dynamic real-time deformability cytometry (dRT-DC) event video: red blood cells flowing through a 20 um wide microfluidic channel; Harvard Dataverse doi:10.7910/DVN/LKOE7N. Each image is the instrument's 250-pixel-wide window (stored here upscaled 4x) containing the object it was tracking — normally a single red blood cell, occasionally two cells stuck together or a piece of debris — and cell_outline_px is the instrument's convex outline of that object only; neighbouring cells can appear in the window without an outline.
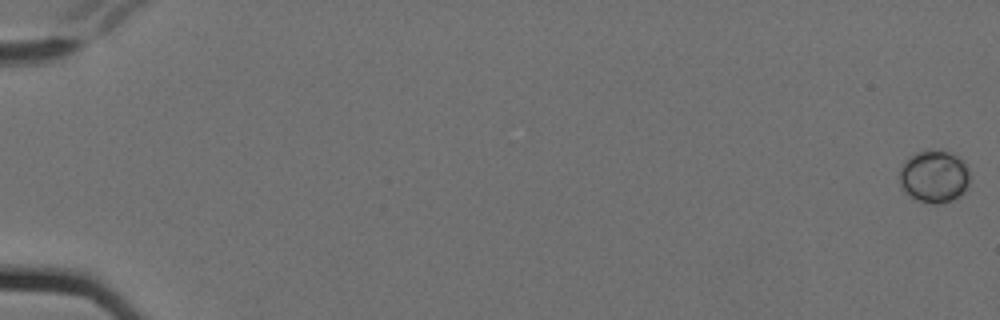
{"species": "Egyptian fruit bat (a non-hibernating species)", "species_latin": "Rousettus aegyptiacus", "temperature_condition": "cold", "stored_images_in_passage": 8, "camera_frame_rate_fps": 3000, "um_per_image_px": 0.085, "animal": {"sex": "female"}, "frame": {"image": 1, "passage_image": 1, "time_ms": 0.0, "image_size_px": [1000, 320], "cell_outline_px": [[968, 188], [960, 196], [952, 200], [936, 204], [932, 204], [916, 200], [908, 196], [900, 188], [900, 168], [904, 160], [908, 156], [920, 152], [952, 152], [964, 160], [968, 168]], "centroid_in_image_um": [79.39, 15.03], "position_along_channel_um": 5.6, "area_um2": 21.62}}
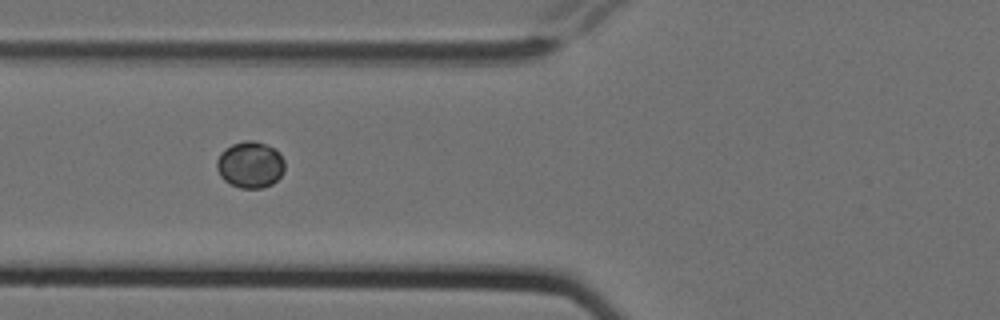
{"frame": {"image": 2, "passage_image": 7, "time_ms": 2.0, "image_size_px": [1000, 320], "cell_outline_px": [[284, 172], [272, 184], [260, 188], [240, 188], [224, 180], [220, 176], [216, 168], [216, 160], [220, 152], [224, 148], [232, 144], [244, 140], [252, 140], [264, 144], [280, 152], [284, 160]], "centroid_in_image_um": [21.25, 13.99], "position_along_channel_um": 104.6, "area_um2": 18.5}}
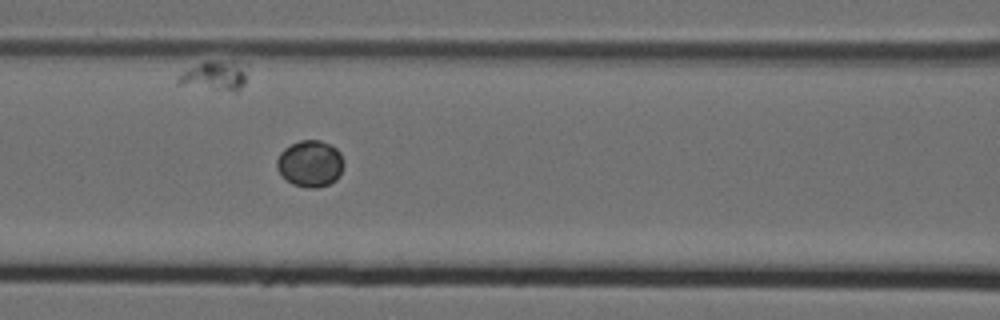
{"frame": {"image": 3, "passage_image": 8, "time_ms": 2.333, "image_size_px": [1000, 320], "cell_outline_px": [[344, 164], [340, 176], [336, 180], [328, 184], [316, 188], [308, 188], [292, 184], [276, 168], [276, 160], [280, 152], [284, 148], [300, 140], [320, 140], [332, 144], [340, 152], [344, 160]], "centroid_in_image_um": [26.39, 13.89], "position_along_channel_um": 140.2, "area_um2": 18.32}}